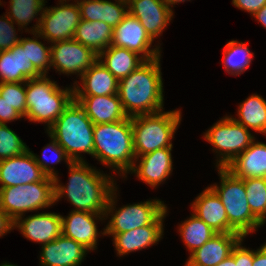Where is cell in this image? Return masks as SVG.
<instances>
[{
    "label": "cell",
    "instance_id": "1",
    "mask_svg": "<svg viewBox=\"0 0 266 266\" xmlns=\"http://www.w3.org/2000/svg\"><path fill=\"white\" fill-rule=\"evenodd\" d=\"M67 186L54 179L55 202L65 196L75 207V211L105 214L111 192L116 186L111 176L92 168L85 161L69 165Z\"/></svg>",
    "mask_w": 266,
    "mask_h": 266
},
{
    "label": "cell",
    "instance_id": "2",
    "mask_svg": "<svg viewBox=\"0 0 266 266\" xmlns=\"http://www.w3.org/2000/svg\"><path fill=\"white\" fill-rule=\"evenodd\" d=\"M160 56L146 60L118 81V96L128 117L163 111V80Z\"/></svg>",
    "mask_w": 266,
    "mask_h": 266
},
{
    "label": "cell",
    "instance_id": "3",
    "mask_svg": "<svg viewBox=\"0 0 266 266\" xmlns=\"http://www.w3.org/2000/svg\"><path fill=\"white\" fill-rule=\"evenodd\" d=\"M94 157L123 177L135 164L131 117L94 125Z\"/></svg>",
    "mask_w": 266,
    "mask_h": 266
},
{
    "label": "cell",
    "instance_id": "4",
    "mask_svg": "<svg viewBox=\"0 0 266 266\" xmlns=\"http://www.w3.org/2000/svg\"><path fill=\"white\" fill-rule=\"evenodd\" d=\"M94 124L84 108L73 99L62 115L46 131L64 149L73 162L85 161L80 153L94 157Z\"/></svg>",
    "mask_w": 266,
    "mask_h": 266
},
{
    "label": "cell",
    "instance_id": "5",
    "mask_svg": "<svg viewBox=\"0 0 266 266\" xmlns=\"http://www.w3.org/2000/svg\"><path fill=\"white\" fill-rule=\"evenodd\" d=\"M71 88V89H70ZM62 89L56 82L42 75L26 81V118L47 123L49 129L74 99V86Z\"/></svg>",
    "mask_w": 266,
    "mask_h": 266
},
{
    "label": "cell",
    "instance_id": "6",
    "mask_svg": "<svg viewBox=\"0 0 266 266\" xmlns=\"http://www.w3.org/2000/svg\"><path fill=\"white\" fill-rule=\"evenodd\" d=\"M220 186H210L221 199L228 217V233H239L245 238L263 224L253 215L246 195L244 180L226 168H218Z\"/></svg>",
    "mask_w": 266,
    "mask_h": 266
},
{
    "label": "cell",
    "instance_id": "7",
    "mask_svg": "<svg viewBox=\"0 0 266 266\" xmlns=\"http://www.w3.org/2000/svg\"><path fill=\"white\" fill-rule=\"evenodd\" d=\"M181 121V111L131 117L133 145L136 157L161 148H173L172 139Z\"/></svg>",
    "mask_w": 266,
    "mask_h": 266
},
{
    "label": "cell",
    "instance_id": "8",
    "mask_svg": "<svg viewBox=\"0 0 266 266\" xmlns=\"http://www.w3.org/2000/svg\"><path fill=\"white\" fill-rule=\"evenodd\" d=\"M55 181L46 177L43 181L0 188V208L13 220L25 212L48 208L55 203Z\"/></svg>",
    "mask_w": 266,
    "mask_h": 266
},
{
    "label": "cell",
    "instance_id": "9",
    "mask_svg": "<svg viewBox=\"0 0 266 266\" xmlns=\"http://www.w3.org/2000/svg\"><path fill=\"white\" fill-rule=\"evenodd\" d=\"M115 187L107 202L105 217L110 214L111 218L101 234H120L149 224H153L166 210L163 201L154 199L132 205H125L115 210L116 192ZM115 211V213H114ZM114 213V214H113Z\"/></svg>",
    "mask_w": 266,
    "mask_h": 266
},
{
    "label": "cell",
    "instance_id": "10",
    "mask_svg": "<svg viewBox=\"0 0 266 266\" xmlns=\"http://www.w3.org/2000/svg\"><path fill=\"white\" fill-rule=\"evenodd\" d=\"M204 138L213 145L216 153L220 154L219 161L216 160L217 168H226L255 140L250 130L231 116H225L215 123L204 134Z\"/></svg>",
    "mask_w": 266,
    "mask_h": 266
},
{
    "label": "cell",
    "instance_id": "11",
    "mask_svg": "<svg viewBox=\"0 0 266 266\" xmlns=\"http://www.w3.org/2000/svg\"><path fill=\"white\" fill-rule=\"evenodd\" d=\"M59 2V6L45 7L37 18L35 27L29 32H37L40 38L47 39L49 43L73 39L76 27L81 21L78 4H66V0Z\"/></svg>",
    "mask_w": 266,
    "mask_h": 266
},
{
    "label": "cell",
    "instance_id": "12",
    "mask_svg": "<svg viewBox=\"0 0 266 266\" xmlns=\"http://www.w3.org/2000/svg\"><path fill=\"white\" fill-rule=\"evenodd\" d=\"M97 60L98 54L75 39L51 43V66L60 74L81 77Z\"/></svg>",
    "mask_w": 266,
    "mask_h": 266
},
{
    "label": "cell",
    "instance_id": "13",
    "mask_svg": "<svg viewBox=\"0 0 266 266\" xmlns=\"http://www.w3.org/2000/svg\"><path fill=\"white\" fill-rule=\"evenodd\" d=\"M153 39L148 35L140 21L129 12L113 29L112 46L126 48L138 53L145 60H152L159 56L160 47L150 49Z\"/></svg>",
    "mask_w": 266,
    "mask_h": 266
},
{
    "label": "cell",
    "instance_id": "14",
    "mask_svg": "<svg viewBox=\"0 0 266 266\" xmlns=\"http://www.w3.org/2000/svg\"><path fill=\"white\" fill-rule=\"evenodd\" d=\"M46 177L30 149L0 161V188L43 181Z\"/></svg>",
    "mask_w": 266,
    "mask_h": 266
},
{
    "label": "cell",
    "instance_id": "15",
    "mask_svg": "<svg viewBox=\"0 0 266 266\" xmlns=\"http://www.w3.org/2000/svg\"><path fill=\"white\" fill-rule=\"evenodd\" d=\"M128 11L136 17L155 40L173 18V11L163 0H127Z\"/></svg>",
    "mask_w": 266,
    "mask_h": 266
},
{
    "label": "cell",
    "instance_id": "16",
    "mask_svg": "<svg viewBox=\"0 0 266 266\" xmlns=\"http://www.w3.org/2000/svg\"><path fill=\"white\" fill-rule=\"evenodd\" d=\"M62 215L57 213H38L26 218L19 216L14 220V228H18L25 238L47 244L62 234Z\"/></svg>",
    "mask_w": 266,
    "mask_h": 266
},
{
    "label": "cell",
    "instance_id": "17",
    "mask_svg": "<svg viewBox=\"0 0 266 266\" xmlns=\"http://www.w3.org/2000/svg\"><path fill=\"white\" fill-rule=\"evenodd\" d=\"M104 214L72 210L67 217L62 218V234L83 245L86 249L94 250L97 245L98 233L95 220H104Z\"/></svg>",
    "mask_w": 266,
    "mask_h": 266
},
{
    "label": "cell",
    "instance_id": "18",
    "mask_svg": "<svg viewBox=\"0 0 266 266\" xmlns=\"http://www.w3.org/2000/svg\"><path fill=\"white\" fill-rule=\"evenodd\" d=\"M171 151L172 148H161L136 157L135 162L141 158L139 165L135 163L130 172L150 187L159 186L173 171Z\"/></svg>",
    "mask_w": 266,
    "mask_h": 266
},
{
    "label": "cell",
    "instance_id": "19",
    "mask_svg": "<svg viewBox=\"0 0 266 266\" xmlns=\"http://www.w3.org/2000/svg\"><path fill=\"white\" fill-rule=\"evenodd\" d=\"M167 210L153 223L120 234H104L113 237V244L119 256L142 250L157 244L163 235V220Z\"/></svg>",
    "mask_w": 266,
    "mask_h": 266
},
{
    "label": "cell",
    "instance_id": "20",
    "mask_svg": "<svg viewBox=\"0 0 266 266\" xmlns=\"http://www.w3.org/2000/svg\"><path fill=\"white\" fill-rule=\"evenodd\" d=\"M41 250L42 266H79L86 257V252H89L83 245L63 234L42 245Z\"/></svg>",
    "mask_w": 266,
    "mask_h": 266
},
{
    "label": "cell",
    "instance_id": "21",
    "mask_svg": "<svg viewBox=\"0 0 266 266\" xmlns=\"http://www.w3.org/2000/svg\"><path fill=\"white\" fill-rule=\"evenodd\" d=\"M41 76L28 60L27 46L18 43L10 50L0 51V83L26 82Z\"/></svg>",
    "mask_w": 266,
    "mask_h": 266
},
{
    "label": "cell",
    "instance_id": "22",
    "mask_svg": "<svg viewBox=\"0 0 266 266\" xmlns=\"http://www.w3.org/2000/svg\"><path fill=\"white\" fill-rule=\"evenodd\" d=\"M242 238L239 233H217L202 247L190 253L185 266H216L231 255L233 247Z\"/></svg>",
    "mask_w": 266,
    "mask_h": 266
},
{
    "label": "cell",
    "instance_id": "23",
    "mask_svg": "<svg viewBox=\"0 0 266 266\" xmlns=\"http://www.w3.org/2000/svg\"><path fill=\"white\" fill-rule=\"evenodd\" d=\"M74 99L84 108L86 115L94 125L118 122L128 117L123 110L118 94L74 95Z\"/></svg>",
    "mask_w": 266,
    "mask_h": 266
},
{
    "label": "cell",
    "instance_id": "24",
    "mask_svg": "<svg viewBox=\"0 0 266 266\" xmlns=\"http://www.w3.org/2000/svg\"><path fill=\"white\" fill-rule=\"evenodd\" d=\"M193 213L217 233H228V217L221 199L207 187L191 203Z\"/></svg>",
    "mask_w": 266,
    "mask_h": 266
},
{
    "label": "cell",
    "instance_id": "25",
    "mask_svg": "<svg viewBox=\"0 0 266 266\" xmlns=\"http://www.w3.org/2000/svg\"><path fill=\"white\" fill-rule=\"evenodd\" d=\"M77 0L81 19L86 21H103L115 28L128 14V1L115 0Z\"/></svg>",
    "mask_w": 266,
    "mask_h": 266
},
{
    "label": "cell",
    "instance_id": "26",
    "mask_svg": "<svg viewBox=\"0 0 266 266\" xmlns=\"http://www.w3.org/2000/svg\"><path fill=\"white\" fill-rule=\"evenodd\" d=\"M82 87L74 82V95L106 96L118 93V80L99 59L80 77Z\"/></svg>",
    "mask_w": 266,
    "mask_h": 266
},
{
    "label": "cell",
    "instance_id": "27",
    "mask_svg": "<svg viewBox=\"0 0 266 266\" xmlns=\"http://www.w3.org/2000/svg\"><path fill=\"white\" fill-rule=\"evenodd\" d=\"M226 169L240 179L266 178V144L253 141Z\"/></svg>",
    "mask_w": 266,
    "mask_h": 266
},
{
    "label": "cell",
    "instance_id": "28",
    "mask_svg": "<svg viewBox=\"0 0 266 266\" xmlns=\"http://www.w3.org/2000/svg\"><path fill=\"white\" fill-rule=\"evenodd\" d=\"M98 59L118 81L127 77L146 61L134 51L112 45L103 50Z\"/></svg>",
    "mask_w": 266,
    "mask_h": 266
},
{
    "label": "cell",
    "instance_id": "29",
    "mask_svg": "<svg viewBox=\"0 0 266 266\" xmlns=\"http://www.w3.org/2000/svg\"><path fill=\"white\" fill-rule=\"evenodd\" d=\"M112 37L113 28L105 22H91L81 19L79 25L76 27L73 39L99 55L111 45Z\"/></svg>",
    "mask_w": 266,
    "mask_h": 266
},
{
    "label": "cell",
    "instance_id": "30",
    "mask_svg": "<svg viewBox=\"0 0 266 266\" xmlns=\"http://www.w3.org/2000/svg\"><path fill=\"white\" fill-rule=\"evenodd\" d=\"M238 119L236 122L242 124L249 130L266 134V100L257 94L249 96L238 108Z\"/></svg>",
    "mask_w": 266,
    "mask_h": 266
},
{
    "label": "cell",
    "instance_id": "31",
    "mask_svg": "<svg viewBox=\"0 0 266 266\" xmlns=\"http://www.w3.org/2000/svg\"><path fill=\"white\" fill-rule=\"evenodd\" d=\"M178 228L184 245L191 253L202 247L208 240L217 234L216 231L209 227L194 213L191 214L189 219L179 225Z\"/></svg>",
    "mask_w": 266,
    "mask_h": 266
},
{
    "label": "cell",
    "instance_id": "32",
    "mask_svg": "<svg viewBox=\"0 0 266 266\" xmlns=\"http://www.w3.org/2000/svg\"><path fill=\"white\" fill-rule=\"evenodd\" d=\"M223 56L225 71L237 76L248 69L254 54L250 52L246 43L232 40L225 45Z\"/></svg>",
    "mask_w": 266,
    "mask_h": 266
},
{
    "label": "cell",
    "instance_id": "33",
    "mask_svg": "<svg viewBox=\"0 0 266 266\" xmlns=\"http://www.w3.org/2000/svg\"><path fill=\"white\" fill-rule=\"evenodd\" d=\"M244 187L253 215L262 223L266 222V178H246Z\"/></svg>",
    "mask_w": 266,
    "mask_h": 266
},
{
    "label": "cell",
    "instance_id": "34",
    "mask_svg": "<svg viewBox=\"0 0 266 266\" xmlns=\"http://www.w3.org/2000/svg\"><path fill=\"white\" fill-rule=\"evenodd\" d=\"M31 33L36 39L21 38L19 44L27 46L28 60L41 75H46L49 68H51V46L47 47L37 40L41 37L37 32Z\"/></svg>",
    "mask_w": 266,
    "mask_h": 266
},
{
    "label": "cell",
    "instance_id": "35",
    "mask_svg": "<svg viewBox=\"0 0 266 266\" xmlns=\"http://www.w3.org/2000/svg\"><path fill=\"white\" fill-rule=\"evenodd\" d=\"M10 12L6 15L20 28H25L30 21L43 13L45 0H10Z\"/></svg>",
    "mask_w": 266,
    "mask_h": 266
},
{
    "label": "cell",
    "instance_id": "36",
    "mask_svg": "<svg viewBox=\"0 0 266 266\" xmlns=\"http://www.w3.org/2000/svg\"><path fill=\"white\" fill-rule=\"evenodd\" d=\"M49 137L51 138V142L47 144L43 149H42V158L36 156L33 153V156L35 158L36 163L40 166L41 170L47 177H51L55 179L58 177L57 173L55 172L53 167H49L50 165L48 164H57L60 163L61 160H65V162L68 164V166L73 162L72 159L67 155V153L64 151V149L57 143V141L47 132ZM47 149H51L53 151V154L56 156L54 158H48L46 155L48 152L50 153V150L48 151ZM48 151V152H46ZM51 151V152H52ZM51 159V160H50Z\"/></svg>",
    "mask_w": 266,
    "mask_h": 266
},
{
    "label": "cell",
    "instance_id": "37",
    "mask_svg": "<svg viewBox=\"0 0 266 266\" xmlns=\"http://www.w3.org/2000/svg\"><path fill=\"white\" fill-rule=\"evenodd\" d=\"M29 148L7 124H0V161L25 153Z\"/></svg>",
    "mask_w": 266,
    "mask_h": 266
},
{
    "label": "cell",
    "instance_id": "38",
    "mask_svg": "<svg viewBox=\"0 0 266 266\" xmlns=\"http://www.w3.org/2000/svg\"><path fill=\"white\" fill-rule=\"evenodd\" d=\"M0 96L23 117L26 116V82L0 83Z\"/></svg>",
    "mask_w": 266,
    "mask_h": 266
},
{
    "label": "cell",
    "instance_id": "39",
    "mask_svg": "<svg viewBox=\"0 0 266 266\" xmlns=\"http://www.w3.org/2000/svg\"><path fill=\"white\" fill-rule=\"evenodd\" d=\"M13 25L14 22L6 14L0 17V51L10 50L20 42L21 38L16 36Z\"/></svg>",
    "mask_w": 266,
    "mask_h": 266
},
{
    "label": "cell",
    "instance_id": "40",
    "mask_svg": "<svg viewBox=\"0 0 266 266\" xmlns=\"http://www.w3.org/2000/svg\"><path fill=\"white\" fill-rule=\"evenodd\" d=\"M243 238L233 247L231 255L234 257L235 266H253V250L243 247Z\"/></svg>",
    "mask_w": 266,
    "mask_h": 266
},
{
    "label": "cell",
    "instance_id": "41",
    "mask_svg": "<svg viewBox=\"0 0 266 266\" xmlns=\"http://www.w3.org/2000/svg\"><path fill=\"white\" fill-rule=\"evenodd\" d=\"M22 117L18 111L0 96V124H6Z\"/></svg>",
    "mask_w": 266,
    "mask_h": 266
},
{
    "label": "cell",
    "instance_id": "42",
    "mask_svg": "<svg viewBox=\"0 0 266 266\" xmlns=\"http://www.w3.org/2000/svg\"><path fill=\"white\" fill-rule=\"evenodd\" d=\"M232 4L252 16L266 5V0H232Z\"/></svg>",
    "mask_w": 266,
    "mask_h": 266
},
{
    "label": "cell",
    "instance_id": "43",
    "mask_svg": "<svg viewBox=\"0 0 266 266\" xmlns=\"http://www.w3.org/2000/svg\"><path fill=\"white\" fill-rule=\"evenodd\" d=\"M14 229V220L0 208V237Z\"/></svg>",
    "mask_w": 266,
    "mask_h": 266
},
{
    "label": "cell",
    "instance_id": "44",
    "mask_svg": "<svg viewBox=\"0 0 266 266\" xmlns=\"http://www.w3.org/2000/svg\"><path fill=\"white\" fill-rule=\"evenodd\" d=\"M253 266H266V243L253 251Z\"/></svg>",
    "mask_w": 266,
    "mask_h": 266
},
{
    "label": "cell",
    "instance_id": "45",
    "mask_svg": "<svg viewBox=\"0 0 266 266\" xmlns=\"http://www.w3.org/2000/svg\"><path fill=\"white\" fill-rule=\"evenodd\" d=\"M253 17L256 18V20H258L264 28H266V5L257 11Z\"/></svg>",
    "mask_w": 266,
    "mask_h": 266
},
{
    "label": "cell",
    "instance_id": "46",
    "mask_svg": "<svg viewBox=\"0 0 266 266\" xmlns=\"http://www.w3.org/2000/svg\"><path fill=\"white\" fill-rule=\"evenodd\" d=\"M216 266H235L234 257L230 255Z\"/></svg>",
    "mask_w": 266,
    "mask_h": 266
},
{
    "label": "cell",
    "instance_id": "47",
    "mask_svg": "<svg viewBox=\"0 0 266 266\" xmlns=\"http://www.w3.org/2000/svg\"><path fill=\"white\" fill-rule=\"evenodd\" d=\"M164 3L171 9V6L179 4L180 2H185V0H163Z\"/></svg>",
    "mask_w": 266,
    "mask_h": 266
},
{
    "label": "cell",
    "instance_id": "48",
    "mask_svg": "<svg viewBox=\"0 0 266 266\" xmlns=\"http://www.w3.org/2000/svg\"><path fill=\"white\" fill-rule=\"evenodd\" d=\"M0 266H17V265H13V264H10L8 262H5V263L1 264Z\"/></svg>",
    "mask_w": 266,
    "mask_h": 266
}]
</instances>
